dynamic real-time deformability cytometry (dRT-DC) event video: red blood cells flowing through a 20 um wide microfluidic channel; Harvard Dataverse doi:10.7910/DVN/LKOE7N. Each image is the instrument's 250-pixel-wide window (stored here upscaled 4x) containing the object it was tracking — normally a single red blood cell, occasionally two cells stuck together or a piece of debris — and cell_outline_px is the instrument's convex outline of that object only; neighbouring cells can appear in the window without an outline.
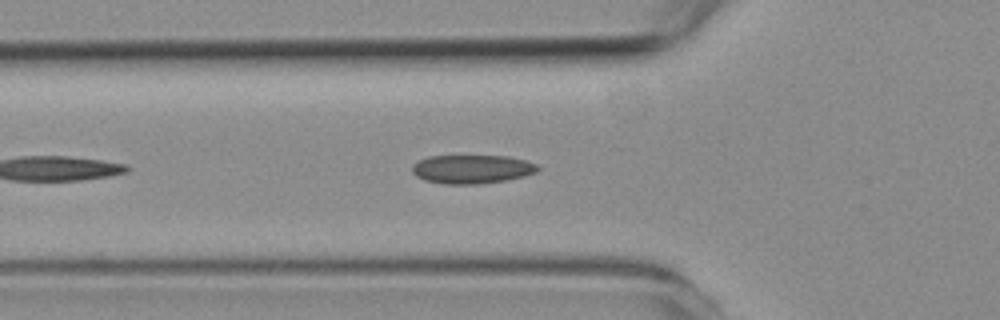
{"species": "common noctule bat (a hibernating species)", "species_latin": "Nyctalus noctula", "temperature_condition": "room temperature", "stored_images_in_passage": 13, "camera_frame_rate_fps": 3000, "um_per_image_px": 0.085, "animal": {"sex": "female", "body_mass_g": 19.3, "forearm_length_mm": 54.1}, "frame": {"image": 1, "passage_image": 6, "time_ms": 1.667, "image_size_px": [1000, 320], "cell_outline_px": [[540, 168], [536, 172], [524, 176], [508, 180], [480, 184], [444, 184], [424, 180], [416, 176], [412, 172], [412, 164], [428, 156], [508, 156], [524, 160], [536, 164]], "centroid_in_image_um": [40.1, 14.38], "position_along_channel_um": 85.7, "area_um2": 21.1}}